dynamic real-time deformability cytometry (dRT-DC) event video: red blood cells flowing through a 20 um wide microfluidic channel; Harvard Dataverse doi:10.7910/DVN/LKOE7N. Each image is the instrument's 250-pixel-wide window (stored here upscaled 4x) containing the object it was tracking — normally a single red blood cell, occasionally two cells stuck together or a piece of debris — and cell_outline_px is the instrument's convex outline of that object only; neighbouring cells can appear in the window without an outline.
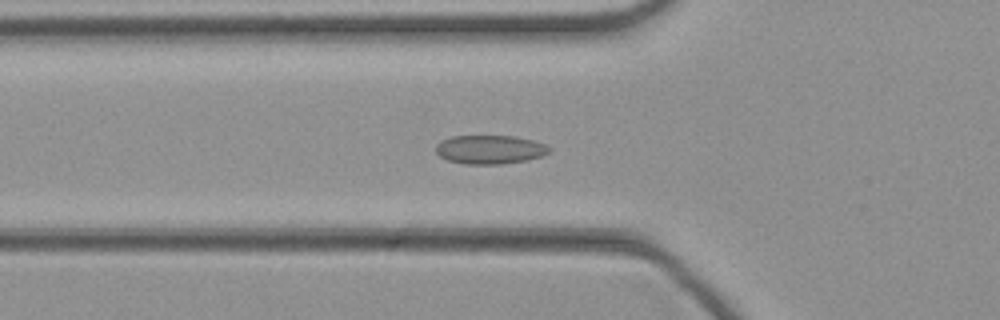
{"species": "common noctule bat (a hibernating species)", "species_latin": "Nyctalus noctula", "temperature_condition": "cold", "stored_images_in_passage": 34, "camera_frame_rate_fps": 3000, "um_per_image_px": 0.085, "animal": {"sex": "female", "body_mass_g": 21.9}, "frame": {"image": 1, "passage_image": 4, "time_ms": 1.0, "image_size_px": [1000, 320], "cell_outline_px": [[552, 148], [548, 152], [540, 156], [528, 160], [500, 164], [464, 164], [448, 160], [440, 156], [436, 152], [436, 144], [440, 140], [452, 136], [512, 136], [532, 140], [544, 144]], "centroid_in_image_um": [41.61, 12.71], "position_along_channel_um": 84.2, "area_um2": 18.96}}
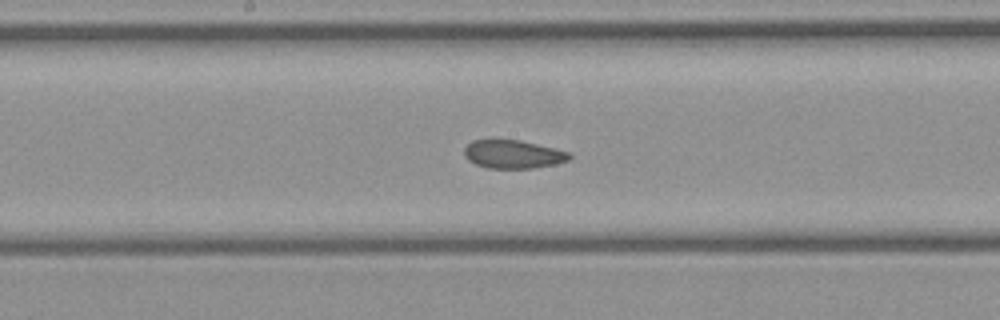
{"frame": {"image": 2, "passage_image": 12, "time_ms": 3.667, "image_size_px": [1000, 320], "cell_outline_px": [[572, 156], [568, 160], [556, 164], [532, 168], [488, 168], [476, 164], [468, 160], [464, 156], [464, 148], [472, 140], [492, 136], [520, 140], [556, 148], [572, 152]], "centroid_in_image_um": [43.58, 13.06], "position_along_channel_um": 204.6, "area_um2": 18.15}}
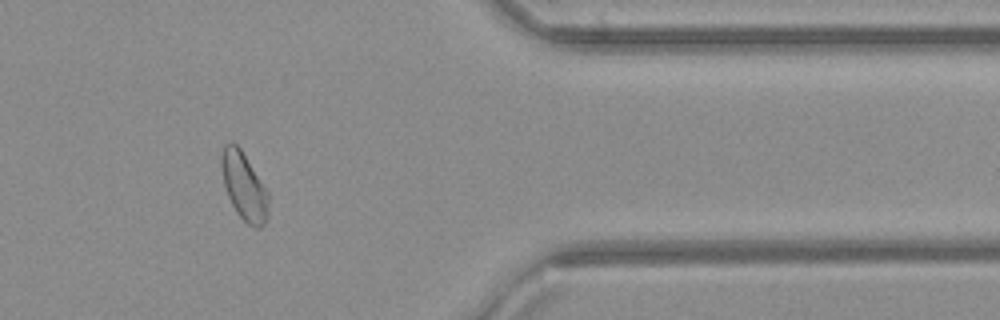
{"frame": {"image": 3, "passage_image": 26, "time_ms": 8.333, "image_size_px": [1000, 320], "cell_outline_px": [[268, 216], [264, 224], [260, 228], [256, 228], [248, 224], [236, 212], [228, 196], [224, 184], [220, 164], [220, 156], [224, 144], [228, 140], [232, 140], [240, 148], [268, 192]], "centroid_in_image_um": [20.72, 15.8], "position_along_channel_um": 390.7, "area_um2": 18.55}}